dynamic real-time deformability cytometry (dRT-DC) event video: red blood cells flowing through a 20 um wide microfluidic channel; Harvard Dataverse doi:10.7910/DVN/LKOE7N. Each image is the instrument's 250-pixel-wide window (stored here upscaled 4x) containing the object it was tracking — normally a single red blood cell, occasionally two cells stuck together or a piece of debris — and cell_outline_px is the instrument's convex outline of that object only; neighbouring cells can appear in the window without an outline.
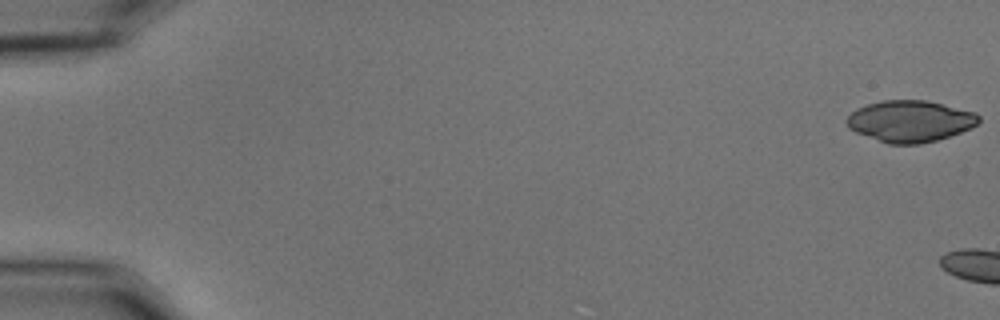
{"species": "common noctule bat (a hibernating species)", "species_latin": "Nyctalus noctula", "temperature_condition": "cold", "stored_images_in_passage": 5, "camera_frame_rate_fps": 3000, "um_per_image_px": 0.085, "animal": {"sex": "male", "body_mass_g": 15.6}, "frame": {"image": 1, "passage_image": 1, "time_ms": 0.0, "image_size_px": [1000, 320], "cell_outline_px": [[980, 120], [976, 124], [960, 132], [936, 140], [920, 144], [888, 144], [856, 132], [848, 128], [844, 120], [856, 108], [880, 100], [928, 100], [976, 112], [980, 116]], "centroid_in_image_um": [77.33, 10.29], "position_along_channel_um": 7.7, "area_um2": 31.96}}